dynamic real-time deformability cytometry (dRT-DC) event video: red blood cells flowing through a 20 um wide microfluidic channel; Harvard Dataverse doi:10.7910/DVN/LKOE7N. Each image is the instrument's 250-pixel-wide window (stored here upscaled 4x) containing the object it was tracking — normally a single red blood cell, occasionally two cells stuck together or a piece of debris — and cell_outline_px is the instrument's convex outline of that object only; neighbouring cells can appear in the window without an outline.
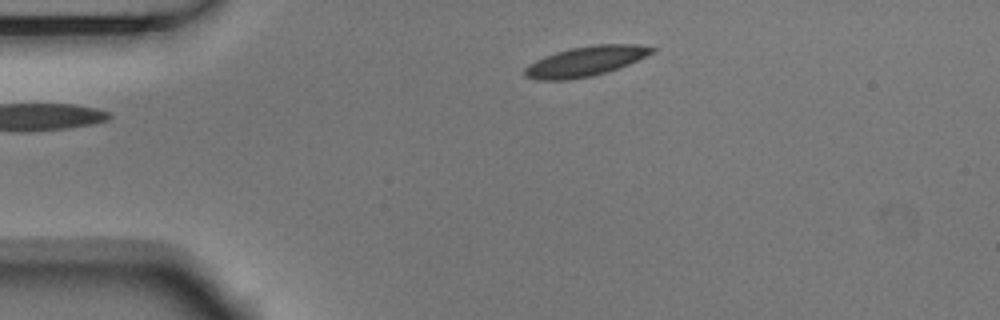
{"species": "Egyptian fruit bat (a non-hibernating species)", "species_latin": "Rousettus aegyptiacus", "temperature_condition": "room temperature", "stored_images_in_passage": 2, "camera_frame_rate_fps": 3000, "um_per_image_px": 0.085, "animal": {"sex": "male"}, "frame": {"image": 1, "passage_image": 1, "time_ms": 0.0, "image_size_px": [1000, 320], "cell_outline_px": [[656, 48], [652, 52], [628, 64], [592, 76], [568, 80], [536, 80], [524, 76], [524, 68], [528, 64], [544, 56], [568, 48], [592, 44], [636, 44]], "centroid_in_image_um": [49.69, 5.2], "position_along_channel_um": 35.3, "area_um2": 22.02}}